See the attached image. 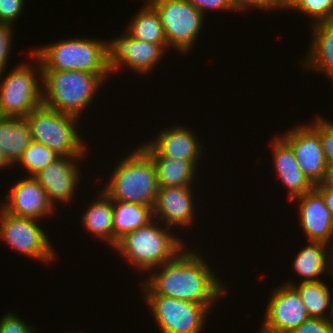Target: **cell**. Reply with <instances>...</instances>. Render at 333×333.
<instances>
[{
    "label": "cell",
    "instance_id": "cell-1",
    "mask_svg": "<svg viewBox=\"0 0 333 333\" xmlns=\"http://www.w3.org/2000/svg\"><path fill=\"white\" fill-rule=\"evenodd\" d=\"M187 249L151 270L154 273H149V279L141 284L144 295H162L200 305H215L221 295L223 297L227 293L225 284L215 276L217 274L199 256L200 253Z\"/></svg>",
    "mask_w": 333,
    "mask_h": 333
},
{
    "label": "cell",
    "instance_id": "cell-2",
    "mask_svg": "<svg viewBox=\"0 0 333 333\" xmlns=\"http://www.w3.org/2000/svg\"><path fill=\"white\" fill-rule=\"evenodd\" d=\"M108 76L110 74L78 70H42L43 104L50 109L80 118V114L93 101L92 98Z\"/></svg>",
    "mask_w": 333,
    "mask_h": 333
},
{
    "label": "cell",
    "instance_id": "cell-3",
    "mask_svg": "<svg viewBox=\"0 0 333 333\" xmlns=\"http://www.w3.org/2000/svg\"><path fill=\"white\" fill-rule=\"evenodd\" d=\"M109 179L103 191L112 200L154 208L159 190L156 169L141 147L122 158Z\"/></svg>",
    "mask_w": 333,
    "mask_h": 333
},
{
    "label": "cell",
    "instance_id": "cell-4",
    "mask_svg": "<svg viewBox=\"0 0 333 333\" xmlns=\"http://www.w3.org/2000/svg\"><path fill=\"white\" fill-rule=\"evenodd\" d=\"M158 223L153 219L147 225L125 234L114 247L139 271L158 268L185 248L183 240L169 231L173 228H162Z\"/></svg>",
    "mask_w": 333,
    "mask_h": 333
},
{
    "label": "cell",
    "instance_id": "cell-5",
    "mask_svg": "<svg viewBox=\"0 0 333 333\" xmlns=\"http://www.w3.org/2000/svg\"><path fill=\"white\" fill-rule=\"evenodd\" d=\"M32 53L40 60L42 70L111 74L107 65L106 41L76 37L40 46Z\"/></svg>",
    "mask_w": 333,
    "mask_h": 333
},
{
    "label": "cell",
    "instance_id": "cell-6",
    "mask_svg": "<svg viewBox=\"0 0 333 333\" xmlns=\"http://www.w3.org/2000/svg\"><path fill=\"white\" fill-rule=\"evenodd\" d=\"M26 118L31 127L32 141L45 145L60 156L86 155L87 146L76 128L80 118L50 109L44 104Z\"/></svg>",
    "mask_w": 333,
    "mask_h": 333
},
{
    "label": "cell",
    "instance_id": "cell-7",
    "mask_svg": "<svg viewBox=\"0 0 333 333\" xmlns=\"http://www.w3.org/2000/svg\"><path fill=\"white\" fill-rule=\"evenodd\" d=\"M29 54L39 62L37 71L33 65L21 62L5 77L0 73V112L3 117H26L43 104L42 85L37 79V72L38 78L42 79V65L32 51Z\"/></svg>",
    "mask_w": 333,
    "mask_h": 333
},
{
    "label": "cell",
    "instance_id": "cell-8",
    "mask_svg": "<svg viewBox=\"0 0 333 333\" xmlns=\"http://www.w3.org/2000/svg\"><path fill=\"white\" fill-rule=\"evenodd\" d=\"M148 1L157 10L168 47L179 53L190 52L204 23L202 12L187 0Z\"/></svg>",
    "mask_w": 333,
    "mask_h": 333
},
{
    "label": "cell",
    "instance_id": "cell-9",
    "mask_svg": "<svg viewBox=\"0 0 333 333\" xmlns=\"http://www.w3.org/2000/svg\"><path fill=\"white\" fill-rule=\"evenodd\" d=\"M161 333H200L212 305H200L162 295H144Z\"/></svg>",
    "mask_w": 333,
    "mask_h": 333
},
{
    "label": "cell",
    "instance_id": "cell-10",
    "mask_svg": "<svg viewBox=\"0 0 333 333\" xmlns=\"http://www.w3.org/2000/svg\"><path fill=\"white\" fill-rule=\"evenodd\" d=\"M36 219L18 217L0 208V240L13 250L41 262H52L55 250Z\"/></svg>",
    "mask_w": 333,
    "mask_h": 333
},
{
    "label": "cell",
    "instance_id": "cell-11",
    "mask_svg": "<svg viewBox=\"0 0 333 333\" xmlns=\"http://www.w3.org/2000/svg\"><path fill=\"white\" fill-rule=\"evenodd\" d=\"M120 35L107 41V65L110 72L114 74L123 65L145 75L160 64L166 52L160 44L137 40L126 31Z\"/></svg>",
    "mask_w": 333,
    "mask_h": 333
},
{
    "label": "cell",
    "instance_id": "cell-12",
    "mask_svg": "<svg viewBox=\"0 0 333 333\" xmlns=\"http://www.w3.org/2000/svg\"><path fill=\"white\" fill-rule=\"evenodd\" d=\"M309 317L299 293L283 284L272 292L262 323L261 333H290Z\"/></svg>",
    "mask_w": 333,
    "mask_h": 333
},
{
    "label": "cell",
    "instance_id": "cell-13",
    "mask_svg": "<svg viewBox=\"0 0 333 333\" xmlns=\"http://www.w3.org/2000/svg\"><path fill=\"white\" fill-rule=\"evenodd\" d=\"M280 136L291 146L304 175L314 186L320 184L328 165L319 133L309 123H305Z\"/></svg>",
    "mask_w": 333,
    "mask_h": 333
},
{
    "label": "cell",
    "instance_id": "cell-14",
    "mask_svg": "<svg viewBox=\"0 0 333 333\" xmlns=\"http://www.w3.org/2000/svg\"><path fill=\"white\" fill-rule=\"evenodd\" d=\"M80 159L82 157L59 156L33 176L45 189L54 208L57 202L66 204L73 199L81 177L76 163Z\"/></svg>",
    "mask_w": 333,
    "mask_h": 333
},
{
    "label": "cell",
    "instance_id": "cell-15",
    "mask_svg": "<svg viewBox=\"0 0 333 333\" xmlns=\"http://www.w3.org/2000/svg\"><path fill=\"white\" fill-rule=\"evenodd\" d=\"M2 207L7 213L25 218L41 220L54 213L55 208L47 198L45 189L33 177L26 176L13 184Z\"/></svg>",
    "mask_w": 333,
    "mask_h": 333
},
{
    "label": "cell",
    "instance_id": "cell-16",
    "mask_svg": "<svg viewBox=\"0 0 333 333\" xmlns=\"http://www.w3.org/2000/svg\"><path fill=\"white\" fill-rule=\"evenodd\" d=\"M140 147L150 157H172L193 161L196 165L202 157L201 148H204L202 144H199L195 132L182 125H174L160 131L155 139Z\"/></svg>",
    "mask_w": 333,
    "mask_h": 333
},
{
    "label": "cell",
    "instance_id": "cell-17",
    "mask_svg": "<svg viewBox=\"0 0 333 333\" xmlns=\"http://www.w3.org/2000/svg\"><path fill=\"white\" fill-rule=\"evenodd\" d=\"M192 187H159L155 206L154 219L166 227H188L195 217V205ZM193 201V202H192Z\"/></svg>",
    "mask_w": 333,
    "mask_h": 333
},
{
    "label": "cell",
    "instance_id": "cell-18",
    "mask_svg": "<svg viewBox=\"0 0 333 333\" xmlns=\"http://www.w3.org/2000/svg\"><path fill=\"white\" fill-rule=\"evenodd\" d=\"M294 200L299 202V226L308 240L322 241L332 247L333 219L322 194L314 187Z\"/></svg>",
    "mask_w": 333,
    "mask_h": 333
},
{
    "label": "cell",
    "instance_id": "cell-19",
    "mask_svg": "<svg viewBox=\"0 0 333 333\" xmlns=\"http://www.w3.org/2000/svg\"><path fill=\"white\" fill-rule=\"evenodd\" d=\"M272 140L269 146L272 147L275 171L286 186L290 201L311 191L315 186L300 169L291 146L281 136Z\"/></svg>",
    "mask_w": 333,
    "mask_h": 333
},
{
    "label": "cell",
    "instance_id": "cell-20",
    "mask_svg": "<svg viewBox=\"0 0 333 333\" xmlns=\"http://www.w3.org/2000/svg\"><path fill=\"white\" fill-rule=\"evenodd\" d=\"M311 26L312 43L302 65L305 70H315L333 81V25L326 21Z\"/></svg>",
    "mask_w": 333,
    "mask_h": 333
},
{
    "label": "cell",
    "instance_id": "cell-21",
    "mask_svg": "<svg viewBox=\"0 0 333 333\" xmlns=\"http://www.w3.org/2000/svg\"><path fill=\"white\" fill-rule=\"evenodd\" d=\"M308 242L309 245L296 254L293 267L295 273L303 278L300 282L321 281V275L332 273V247H328V243L322 241Z\"/></svg>",
    "mask_w": 333,
    "mask_h": 333
},
{
    "label": "cell",
    "instance_id": "cell-22",
    "mask_svg": "<svg viewBox=\"0 0 333 333\" xmlns=\"http://www.w3.org/2000/svg\"><path fill=\"white\" fill-rule=\"evenodd\" d=\"M31 142V127L26 117H2L0 148L12 166L17 163Z\"/></svg>",
    "mask_w": 333,
    "mask_h": 333
},
{
    "label": "cell",
    "instance_id": "cell-23",
    "mask_svg": "<svg viewBox=\"0 0 333 333\" xmlns=\"http://www.w3.org/2000/svg\"><path fill=\"white\" fill-rule=\"evenodd\" d=\"M113 247L125 234L137 230L153 219V209L143 204L112 200Z\"/></svg>",
    "mask_w": 333,
    "mask_h": 333
},
{
    "label": "cell",
    "instance_id": "cell-24",
    "mask_svg": "<svg viewBox=\"0 0 333 333\" xmlns=\"http://www.w3.org/2000/svg\"><path fill=\"white\" fill-rule=\"evenodd\" d=\"M88 209L82 214V227L101 238L113 247V204L112 199L103 191L99 198L89 204Z\"/></svg>",
    "mask_w": 333,
    "mask_h": 333
},
{
    "label": "cell",
    "instance_id": "cell-25",
    "mask_svg": "<svg viewBox=\"0 0 333 333\" xmlns=\"http://www.w3.org/2000/svg\"><path fill=\"white\" fill-rule=\"evenodd\" d=\"M159 187H191L197 165L193 161L172 157H151ZM194 178V179H193Z\"/></svg>",
    "mask_w": 333,
    "mask_h": 333
},
{
    "label": "cell",
    "instance_id": "cell-26",
    "mask_svg": "<svg viewBox=\"0 0 333 333\" xmlns=\"http://www.w3.org/2000/svg\"><path fill=\"white\" fill-rule=\"evenodd\" d=\"M145 4L132 18L126 32L137 40L160 44L167 51L169 47L157 10L148 0Z\"/></svg>",
    "mask_w": 333,
    "mask_h": 333
},
{
    "label": "cell",
    "instance_id": "cell-27",
    "mask_svg": "<svg viewBox=\"0 0 333 333\" xmlns=\"http://www.w3.org/2000/svg\"><path fill=\"white\" fill-rule=\"evenodd\" d=\"M292 286L300 295L309 317L333 319V299L329 287L323 281L284 283ZM330 310V315L326 313ZM329 316V317H328Z\"/></svg>",
    "mask_w": 333,
    "mask_h": 333
},
{
    "label": "cell",
    "instance_id": "cell-28",
    "mask_svg": "<svg viewBox=\"0 0 333 333\" xmlns=\"http://www.w3.org/2000/svg\"><path fill=\"white\" fill-rule=\"evenodd\" d=\"M59 156L54 150L32 141L16 164L23 166L28 176H34Z\"/></svg>",
    "mask_w": 333,
    "mask_h": 333
},
{
    "label": "cell",
    "instance_id": "cell-29",
    "mask_svg": "<svg viewBox=\"0 0 333 333\" xmlns=\"http://www.w3.org/2000/svg\"><path fill=\"white\" fill-rule=\"evenodd\" d=\"M299 10L311 18L313 24L329 21L333 0H291L287 10Z\"/></svg>",
    "mask_w": 333,
    "mask_h": 333
},
{
    "label": "cell",
    "instance_id": "cell-30",
    "mask_svg": "<svg viewBox=\"0 0 333 333\" xmlns=\"http://www.w3.org/2000/svg\"><path fill=\"white\" fill-rule=\"evenodd\" d=\"M309 124L319 133L327 165H333V122L318 116Z\"/></svg>",
    "mask_w": 333,
    "mask_h": 333
},
{
    "label": "cell",
    "instance_id": "cell-31",
    "mask_svg": "<svg viewBox=\"0 0 333 333\" xmlns=\"http://www.w3.org/2000/svg\"><path fill=\"white\" fill-rule=\"evenodd\" d=\"M13 25L8 23L0 22V73H4L7 67V63L10 50L12 49V36H13Z\"/></svg>",
    "mask_w": 333,
    "mask_h": 333
},
{
    "label": "cell",
    "instance_id": "cell-32",
    "mask_svg": "<svg viewBox=\"0 0 333 333\" xmlns=\"http://www.w3.org/2000/svg\"><path fill=\"white\" fill-rule=\"evenodd\" d=\"M34 330V327L13 312L4 314L0 319V333H33Z\"/></svg>",
    "mask_w": 333,
    "mask_h": 333
},
{
    "label": "cell",
    "instance_id": "cell-33",
    "mask_svg": "<svg viewBox=\"0 0 333 333\" xmlns=\"http://www.w3.org/2000/svg\"><path fill=\"white\" fill-rule=\"evenodd\" d=\"M290 333H333V319L310 317Z\"/></svg>",
    "mask_w": 333,
    "mask_h": 333
},
{
    "label": "cell",
    "instance_id": "cell-34",
    "mask_svg": "<svg viewBox=\"0 0 333 333\" xmlns=\"http://www.w3.org/2000/svg\"><path fill=\"white\" fill-rule=\"evenodd\" d=\"M25 0H0V22L13 25L22 15ZM21 14V15H20Z\"/></svg>",
    "mask_w": 333,
    "mask_h": 333
},
{
    "label": "cell",
    "instance_id": "cell-35",
    "mask_svg": "<svg viewBox=\"0 0 333 333\" xmlns=\"http://www.w3.org/2000/svg\"><path fill=\"white\" fill-rule=\"evenodd\" d=\"M195 8L200 10L204 16L206 12L210 10H219V11H234L231 0H187Z\"/></svg>",
    "mask_w": 333,
    "mask_h": 333
},
{
    "label": "cell",
    "instance_id": "cell-36",
    "mask_svg": "<svg viewBox=\"0 0 333 333\" xmlns=\"http://www.w3.org/2000/svg\"><path fill=\"white\" fill-rule=\"evenodd\" d=\"M235 11L245 12L247 9L275 10L266 0H231Z\"/></svg>",
    "mask_w": 333,
    "mask_h": 333
},
{
    "label": "cell",
    "instance_id": "cell-37",
    "mask_svg": "<svg viewBox=\"0 0 333 333\" xmlns=\"http://www.w3.org/2000/svg\"><path fill=\"white\" fill-rule=\"evenodd\" d=\"M315 188H330L333 190V165H328L323 181L315 185Z\"/></svg>",
    "mask_w": 333,
    "mask_h": 333
},
{
    "label": "cell",
    "instance_id": "cell-38",
    "mask_svg": "<svg viewBox=\"0 0 333 333\" xmlns=\"http://www.w3.org/2000/svg\"><path fill=\"white\" fill-rule=\"evenodd\" d=\"M323 196L326 207L331 212V216L333 219V190L330 188H316Z\"/></svg>",
    "mask_w": 333,
    "mask_h": 333
},
{
    "label": "cell",
    "instance_id": "cell-39",
    "mask_svg": "<svg viewBox=\"0 0 333 333\" xmlns=\"http://www.w3.org/2000/svg\"><path fill=\"white\" fill-rule=\"evenodd\" d=\"M266 1L276 10H279L282 8V10L286 9V11H287V8H288L291 0H266Z\"/></svg>",
    "mask_w": 333,
    "mask_h": 333
},
{
    "label": "cell",
    "instance_id": "cell-40",
    "mask_svg": "<svg viewBox=\"0 0 333 333\" xmlns=\"http://www.w3.org/2000/svg\"><path fill=\"white\" fill-rule=\"evenodd\" d=\"M10 166H11V164L8 162V160L6 159L3 151L0 148V169L1 168L5 169V167L7 168V167H10Z\"/></svg>",
    "mask_w": 333,
    "mask_h": 333
},
{
    "label": "cell",
    "instance_id": "cell-41",
    "mask_svg": "<svg viewBox=\"0 0 333 333\" xmlns=\"http://www.w3.org/2000/svg\"><path fill=\"white\" fill-rule=\"evenodd\" d=\"M332 258H331V267H332V275H333V246H332Z\"/></svg>",
    "mask_w": 333,
    "mask_h": 333
},
{
    "label": "cell",
    "instance_id": "cell-42",
    "mask_svg": "<svg viewBox=\"0 0 333 333\" xmlns=\"http://www.w3.org/2000/svg\"><path fill=\"white\" fill-rule=\"evenodd\" d=\"M330 24H332L333 25V13H332V15H331V18L329 19V21H328Z\"/></svg>",
    "mask_w": 333,
    "mask_h": 333
}]
</instances>
